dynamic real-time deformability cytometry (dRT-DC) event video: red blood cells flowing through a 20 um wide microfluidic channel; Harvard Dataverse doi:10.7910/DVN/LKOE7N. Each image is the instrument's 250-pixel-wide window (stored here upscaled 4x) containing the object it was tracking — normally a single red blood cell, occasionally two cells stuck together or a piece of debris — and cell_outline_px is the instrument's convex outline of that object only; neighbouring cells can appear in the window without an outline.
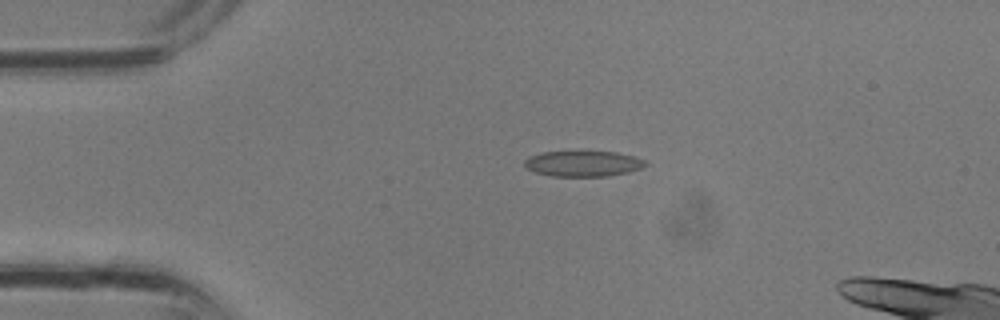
{"species": "common noctule bat (a hibernating species)", "species_latin": "Nyctalus noctula", "temperature_condition": "room temperature", "stored_images_in_passage": 26, "camera_frame_rate_fps": 3000, "um_per_image_px": 0.085, "animal": {"sex": "male", "body_mass_g": 13.3}, "frame": {"image": 1, "passage_image": 1, "time_ms": 0.0, "image_size_px": [1000, 320], "cell_outline_px": [[648, 164], [640, 168], [628, 172], [608, 176], [552, 176], [536, 172], [524, 168], [524, 160], [528, 156], [544, 152], [616, 152], [636, 156], [644, 160]], "centroid_in_image_um": [49.55, 13.91], "position_along_channel_um": 35.5, "area_um2": 18.03}}
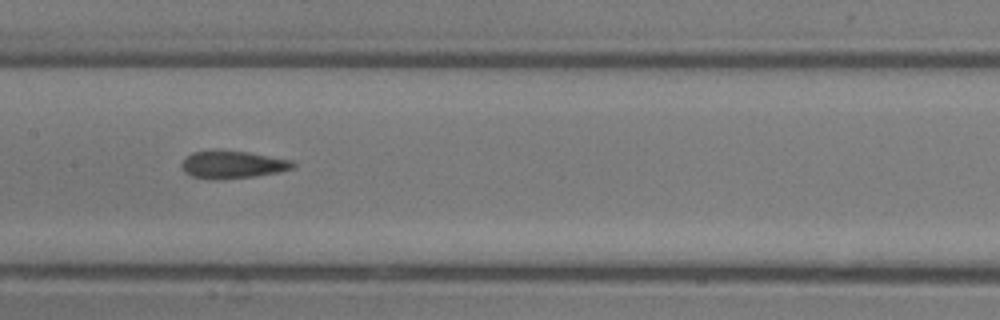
{"frame": {"image": 2, "passage_image": 10, "time_ms": 3.0, "image_size_px": [1000, 320], "cell_outline_px": [[296, 168], [280, 172], [256, 176], [212, 180], [192, 176], [184, 172], [180, 168], [180, 164], [192, 152], [212, 148], [248, 152], [292, 160], [296, 164]], "centroid_in_image_um": [19.76, 13.97], "position_along_channel_um": 187.6, "area_um2": 18.44}}
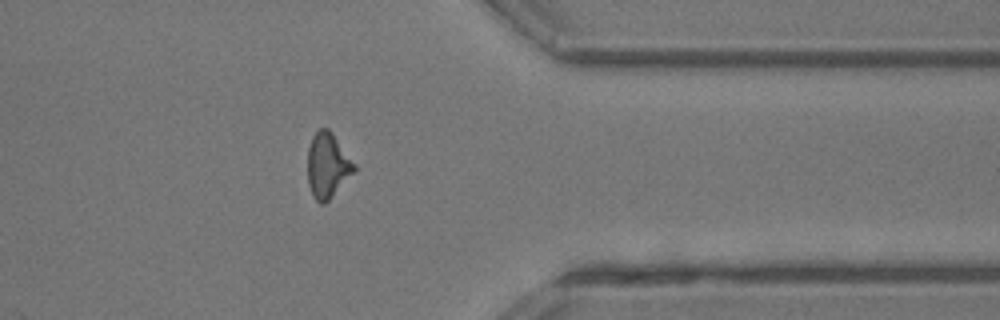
{"frame": {"image": 3, "passage_image": 20, "time_ms": 6.333, "image_size_px": [1000, 320], "cell_outline_px": [[356, 172], [324, 204], [320, 204], [312, 196], [308, 184], [308, 148], [312, 136], [320, 128], [328, 128], [332, 132], [356, 164]], "centroid_in_image_um": [27.86, 14.07], "position_along_channel_um": 383.5, "area_um2": 17.86}}